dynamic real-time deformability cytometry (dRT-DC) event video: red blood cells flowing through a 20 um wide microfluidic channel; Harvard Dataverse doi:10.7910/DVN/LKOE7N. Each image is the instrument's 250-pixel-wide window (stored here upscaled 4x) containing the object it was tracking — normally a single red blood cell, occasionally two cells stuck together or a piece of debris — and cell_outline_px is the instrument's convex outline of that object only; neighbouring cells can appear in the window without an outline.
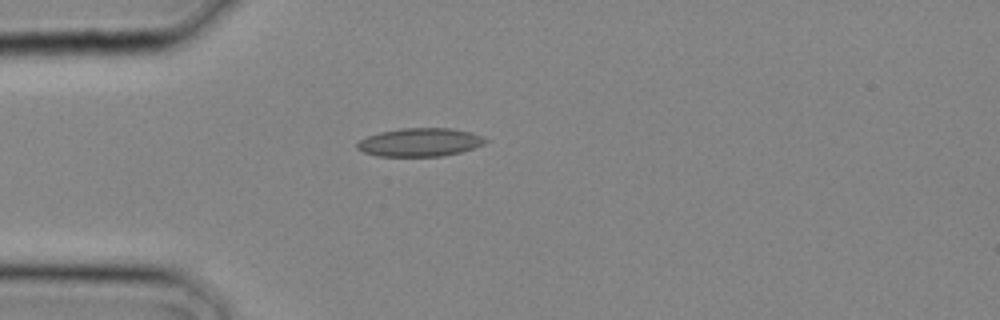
{"species": "common noctule bat (a hibernating species)", "species_latin": "Nyctalus noctula", "temperature_condition": "cold", "stored_images_in_passage": 27, "camera_frame_rate_fps": 3000, "um_per_image_px": 0.085, "animal": {"sex": "male", "body_mass_g": 20.4}, "frame": {"image": 1, "passage_image": 8, "time_ms": 2.333, "image_size_px": [1000, 320], "cell_outline_px": [[488, 140], [484, 144], [460, 152], [444, 156], [376, 156], [364, 152], [356, 148], [356, 144], [360, 140], [368, 136], [380, 132], [400, 128], [452, 128], [472, 132], [484, 136]], "centroid_in_image_um": [35.71, 12.09], "position_along_channel_um": 49.3, "area_um2": 21.27}}
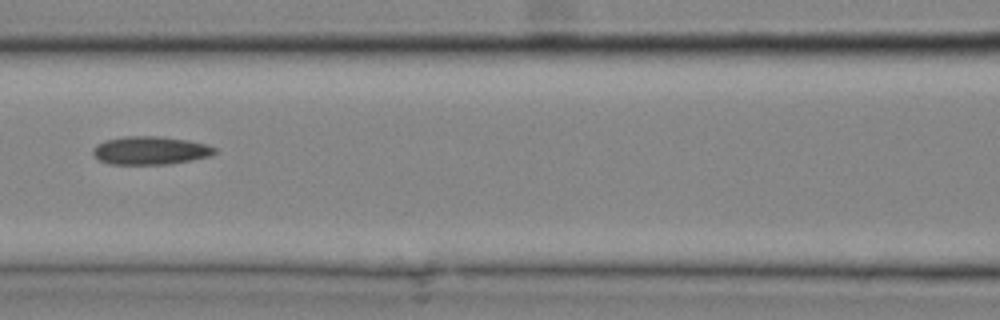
{"frame": {"image": 2, "passage_image": 13, "time_ms": 4.0, "image_size_px": [1000, 320], "cell_outline_px": [[220, 152], [212, 156], [192, 160], [168, 164], [108, 164], [100, 160], [92, 152], [92, 148], [96, 144], [104, 140], [128, 136], [160, 136], [188, 140], [208, 144], [216, 148]], "centroid_in_image_um": [12.83, 12.79], "position_along_channel_um": 153.8, "area_um2": 20.29}}
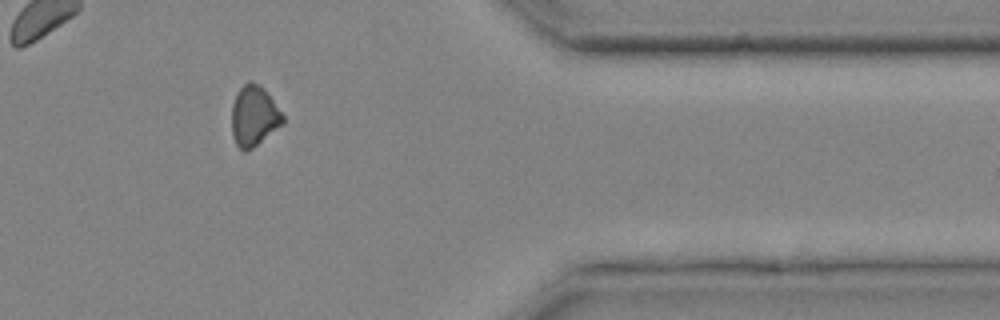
{"frame": {"image": 3, "passage_image": 24, "time_ms": 7.667, "image_size_px": [1000, 320], "cell_outline_px": [[284, 124], [252, 148], [244, 152], [236, 144], [232, 136], [232, 104], [240, 88], [248, 80], [252, 80], [264, 88], [284, 116]], "centroid_in_image_um": [21.59, 9.86], "position_along_channel_um": 389.8, "area_um2": 17.98}}